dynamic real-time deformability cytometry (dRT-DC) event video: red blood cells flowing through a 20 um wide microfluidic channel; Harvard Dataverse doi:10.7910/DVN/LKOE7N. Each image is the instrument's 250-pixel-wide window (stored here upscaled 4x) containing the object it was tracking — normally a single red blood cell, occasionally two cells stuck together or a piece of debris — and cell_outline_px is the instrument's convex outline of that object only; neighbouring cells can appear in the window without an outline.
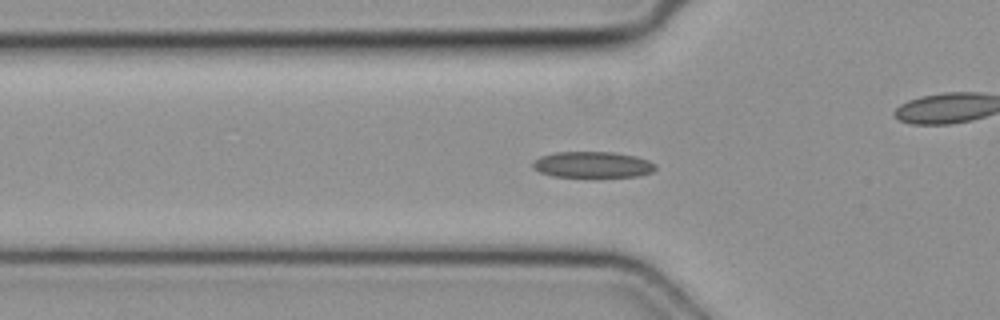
{"species": "common noctule bat (a hibernating species)", "species_latin": "Nyctalus noctula", "temperature_condition": "cold", "stored_images_in_passage": 44, "camera_frame_rate_fps": 3000, "um_per_image_px": 0.085, "animal": {"sex": "female", "body_mass_g": 19.3, "forearm_length_mm": 54.1}, "frame": {"image": 1, "passage_image": 11, "time_ms": 3.333, "image_size_px": [1000, 320], "cell_outline_px": [[656, 168], [652, 172], [640, 176], [592, 180], [552, 176], [540, 172], [532, 168], [532, 160], [540, 156], [556, 152], [612, 152], [636, 156], [648, 160], [656, 164]], "centroid_in_image_um": [50.36, 14.05], "position_along_channel_um": 75.4, "area_um2": 19.88}}
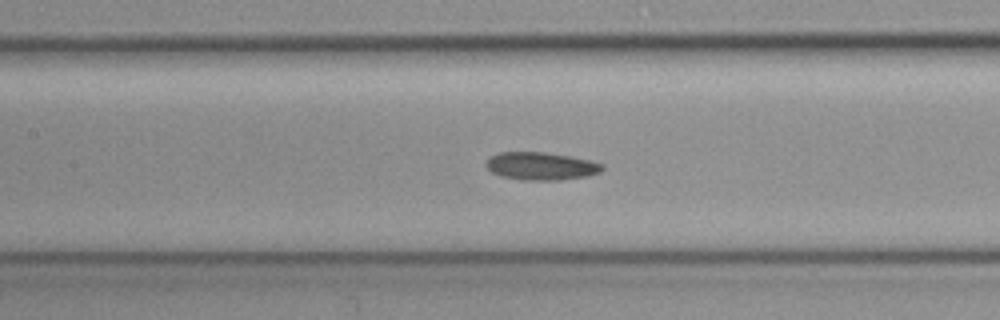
{"frame": {"image": 2, "passage_image": 17, "time_ms": 5.333, "image_size_px": [1000, 320], "cell_outline_px": [[604, 168], [600, 172], [588, 176], [556, 180], [524, 180], [500, 176], [492, 172], [484, 164], [492, 156], [500, 152], [544, 152], [592, 160], [604, 164]], "centroid_in_image_um": [46.01, 14.12], "position_along_channel_um": 161.4, "area_um2": 18.79}}
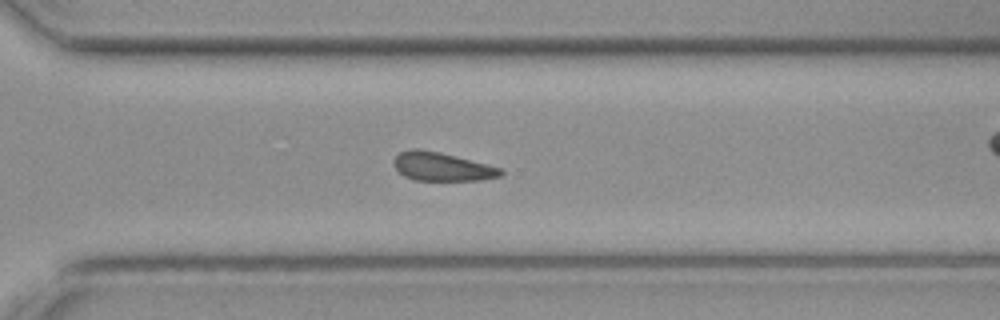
{"frame": {"image": 3, "passage_image": 29, "time_ms": 9.333, "image_size_px": [1000, 320], "cell_outline_px": [[504, 172], [500, 176], [480, 180], [416, 180], [404, 176], [392, 164], [392, 160], [400, 152], [412, 148], [416, 148], [440, 152], [488, 164], [500, 168]], "centroid_in_image_um": [37.54, 14.16], "position_along_channel_um": 333.1, "area_um2": 17.74}}